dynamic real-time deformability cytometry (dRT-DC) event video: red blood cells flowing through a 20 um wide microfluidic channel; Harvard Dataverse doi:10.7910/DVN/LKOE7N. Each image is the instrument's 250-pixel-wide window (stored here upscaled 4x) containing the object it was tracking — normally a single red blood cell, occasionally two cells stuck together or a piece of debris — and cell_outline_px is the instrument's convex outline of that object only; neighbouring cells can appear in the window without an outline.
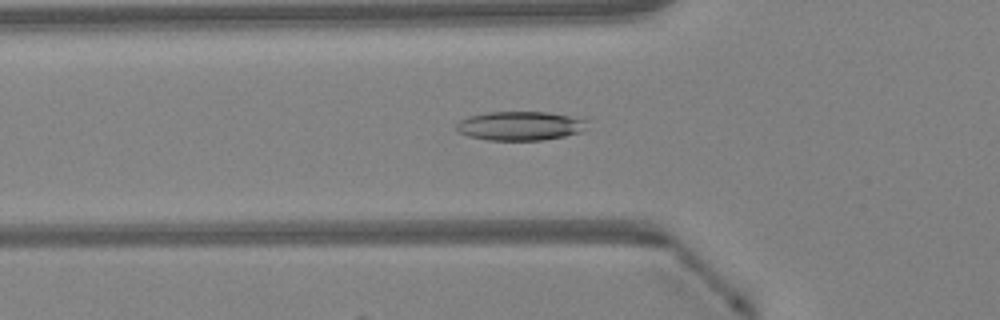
{"species": "Egyptian fruit bat (a non-hibernating species)", "species_latin": "Rousettus aegyptiacus", "temperature_condition": "warm", "stored_images_in_passage": 48, "camera_frame_rate_fps": 3000, "um_per_image_px": 0.085, "animal": {"sex": "female"}, "frame": {"image": 1, "passage_image": 17, "time_ms": 5.333, "image_size_px": [1000, 320], "cell_outline_px": [[588, 120], [584, 128], [580, 132], [564, 136], [544, 140], [488, 140], [468, 136], [456, 132], [456, 124], [460, 120], [468, 116], [488, 112], [548, 112]], "centroid_in_image_um": [44.16, 10.7], "position_along_channel_um": 81.6, "area_um2": 22.08}}
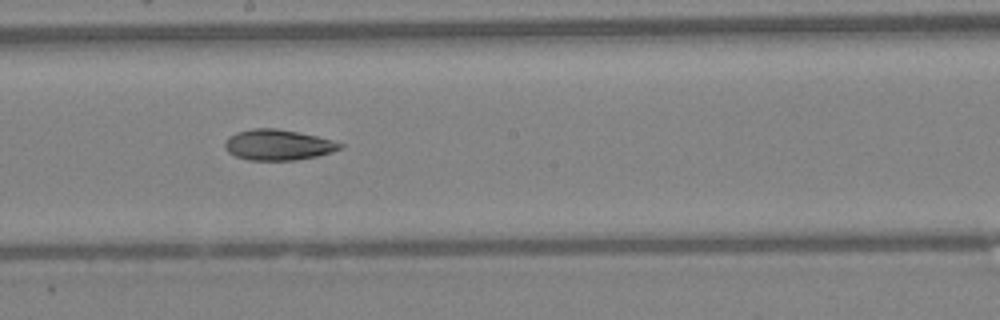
{"frame": {"image": 2, "passage_image": 27, "time_ms": 8.667, "image_size_px": [1000, 320], "cell_outline_px": [[344, 148], [332, 152], [316, 156], [296, 160], [248, 160], [236, 156], [228, 152], [224, 148], [224, 144], [228, 136], [236, 132], [252, 128], [276, 128], [316, 136], [332, 140], [344, 144]], "centroid_in_image_um": [23.62, 12.31], "position_along_channel_um": 224.6, "area_um2": 20.63}}
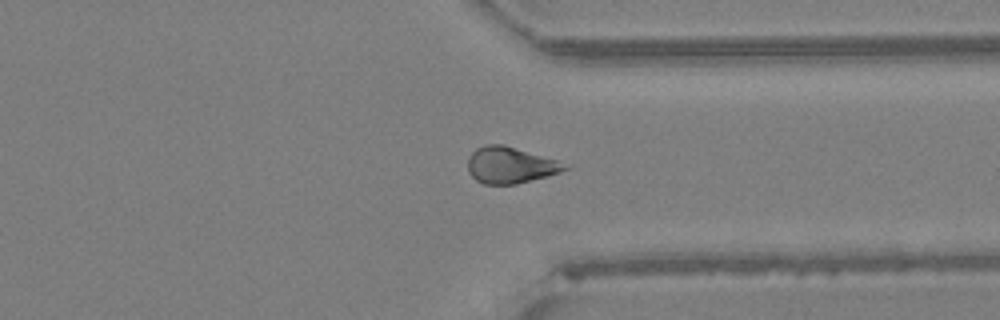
{"frame": {"image": 3, "passage_image": 37, "time_ms": 12.0, "image_size_px": [1000, 320], "cell_outline_px": [[568, 168], [560, 172], [548, 176], [516, 184], [484, 184], [476, 180], [468, 172], [468, 156], [476, 148], [484, 144], [504, 144], [556, 160]], "centroid_in_image_um": [43.31, 14.03], "position_along_channel_um": 368.1, "area_um2": 20.4}, "authors_computed_cell_mechanics": {"area_um2": 20.808, "velocity_mm_per_s": 4.3014, "shape_relaxation_time_tau1_ms": null, "shape_relaxation_time_tau2_ms": 5.7124, "deformation_change_tau1": null, "deformation_change_tau2": 0.1448}}